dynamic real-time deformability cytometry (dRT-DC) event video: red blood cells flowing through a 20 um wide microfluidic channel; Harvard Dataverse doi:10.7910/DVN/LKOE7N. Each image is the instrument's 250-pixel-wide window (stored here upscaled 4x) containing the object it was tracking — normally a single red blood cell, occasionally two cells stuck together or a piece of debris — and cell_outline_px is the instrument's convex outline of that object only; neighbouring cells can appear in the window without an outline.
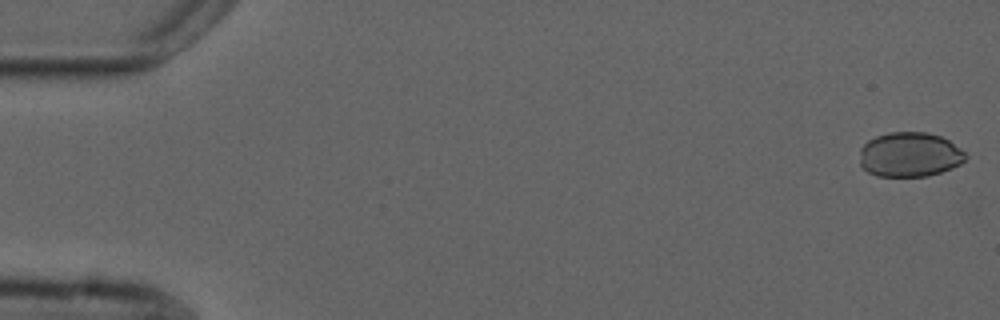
{"species": "common noctule bat (a hibernating species)", "species_latin": "Nyctalus noctula", "temperature_condition": "cold", "stored_images_in_passage": 54, "camera_frame_rate_fps": 3000, "um_per_image_px": 0.085, "animal": {"sex": "male", "forearm_length_mm": 52.5}, "frame": {"image": 1, "passage_image": 1, "time_ms": 0.0, "image_size_px": [1000, 320], "cell_outline_px": [[968, 156], [960, 164], [952, 168], [928, 176], [876, 176], [868, 172], [860, 164], [860, 148], [868, 140], [876, 136], [888, 132], [928, 132], [940, 136], [948, 140], [960, 148]], "centroid_in_image_um": [77.31, 13.14], "position_along_channel_um": 7.7, "area_um2": 27.63}}
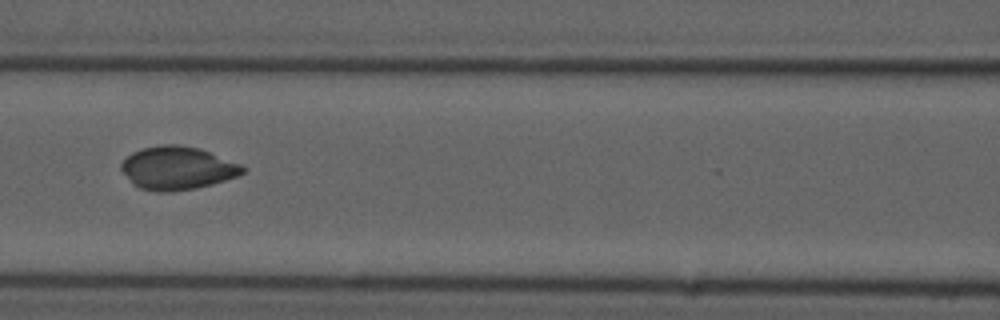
{"frame": {"image": 2, "passage_image": 24, "time_ms": 7.667, "image_size_px": [1000, 320], "cell_outline_px": [[248, 168], [244, 172], [236, 176], [212, 184], [196, 188], [172, 192], [156, 192], [140, 188], [132, 184], [120, 168], [120, 164], [132, 152], [144, 148], [164, 144], [176, 144], [200, 148], [240, 164]], "centroid_in_image_um": [15.07, 14.29], "position_along_channel_um": 151.5, "area_um2": 30.52}}
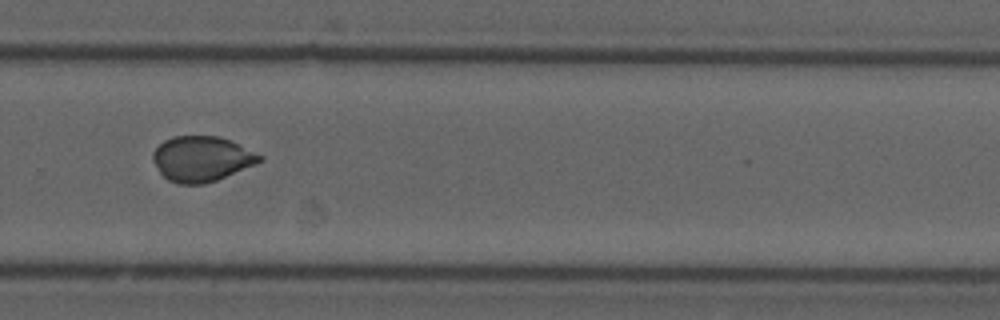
{"frame": {"image": 3, "passage_image": 37, "time_ms": 12.0, "image_size_px": [1000, 320], "cell_outline_px": [[264, 160], [256, 164], [216, 180], [204, 184], [180, 184], [168, 180], [160, 172], [152, 160], [152, 152], [164, 140], [172, 136], [220, 136], [264, 156]], "centroid_in_image_um": [17.13, 13.5], "position_along_channel_um": 312.7, "area_um2": 28.09}}